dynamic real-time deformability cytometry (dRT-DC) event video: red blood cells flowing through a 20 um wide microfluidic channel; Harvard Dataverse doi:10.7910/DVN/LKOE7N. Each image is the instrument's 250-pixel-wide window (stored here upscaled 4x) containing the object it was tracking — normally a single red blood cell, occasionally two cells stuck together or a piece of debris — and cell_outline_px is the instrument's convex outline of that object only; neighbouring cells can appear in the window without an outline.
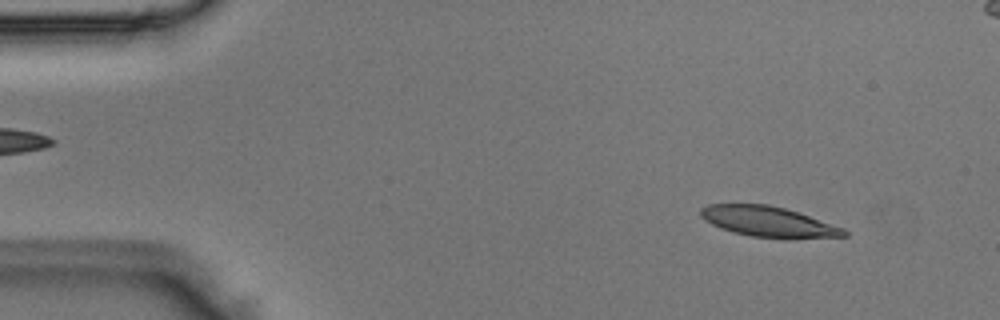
{"species": "Egyptian fruit bat (a non-hibernating species)", "species_latin": "Rousettus aegyptiacus", "temperature_condition": "room temperature", "stored_images_in_passage": 4, "segment_of_instrument_passage": [1, 2], "camera_frame_rate_fps": 3000, "um_per_image_px": 0.085, "animal": {"sex": "male"}, "frame": {"image": 1, "passage_image": 1, "time_ms": 0.0, "image_size_px": [1000, 320], "cell_outline_px": [[848, 236], [788, 240], [752, 236], [732, 232], [720, 228], [704, 220], [700, 216], [700, 208], [708, 204], [768, 204], [784, 208], [844, 228], [848, 232]], "centroid_in_image_um": [65.32, 18.87], "position_along_channel_um": 19.7, "area_um2": 25.72}}